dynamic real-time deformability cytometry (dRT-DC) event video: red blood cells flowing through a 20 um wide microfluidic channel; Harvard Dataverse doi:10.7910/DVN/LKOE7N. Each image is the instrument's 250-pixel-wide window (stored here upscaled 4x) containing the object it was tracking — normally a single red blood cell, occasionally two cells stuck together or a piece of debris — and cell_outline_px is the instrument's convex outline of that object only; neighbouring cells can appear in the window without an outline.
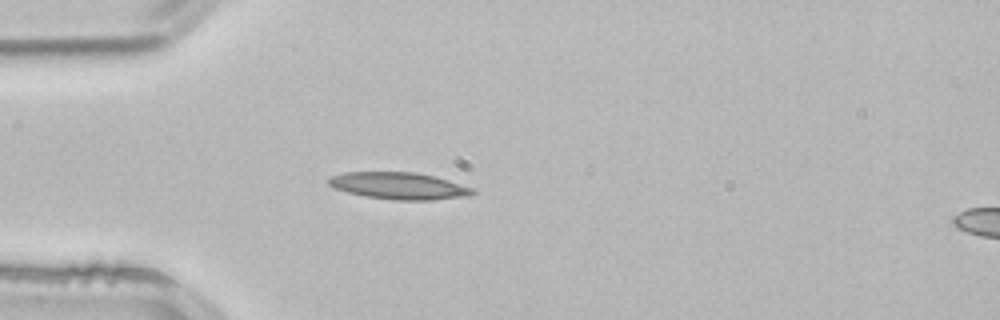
{"species": "common noctule bat (a hibernating species)", "species_latin": "Nyctalus noctula", "temperature_condition": "room temperature", "stored_images_in_passage": 3, "segment_of_instrument_passage": [1, 2], "camera_frame_rate_fps": 3000, "um_per_image_px": 0.085, "animal": {"sex": "male", "body_mass_g": 21.5, "forearm_length_mm": 52.0}, "frame": {"image": 1, "passage_image": 2, "time_ms": 0.333, "image_size_px": [1000, 320], "cell_outline_px": [[476, 192], [472, 196], [432, 200], [392, 200], [364, 196], [348, 192], [336, 188], [328, 184], [328, 176], [344, 172], [416, 172], [448, 180], [472, 188]], "centroid_in_image_um": [33.91, 15.8], "position_along_channel_um": 51.1, "area_um2": 22.66}}